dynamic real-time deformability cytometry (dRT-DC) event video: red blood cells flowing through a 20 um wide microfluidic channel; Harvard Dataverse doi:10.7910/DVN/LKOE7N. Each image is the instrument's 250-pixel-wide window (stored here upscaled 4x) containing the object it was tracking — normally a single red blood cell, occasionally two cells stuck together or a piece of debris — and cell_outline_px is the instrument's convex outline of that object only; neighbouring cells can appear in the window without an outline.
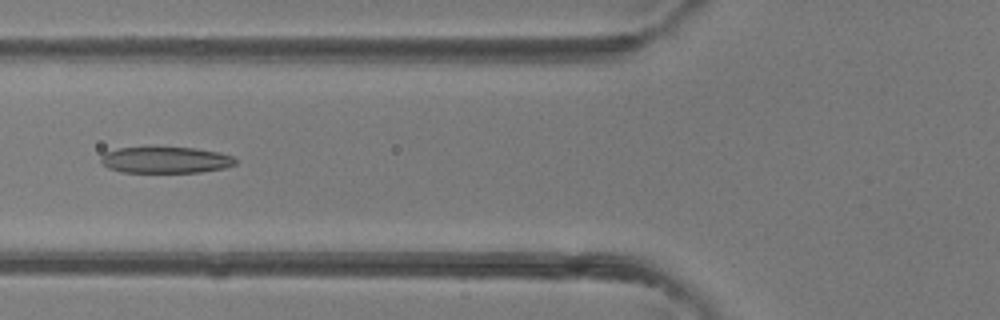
{"species": "common noctule bat (a hibernating species)", "species_latin": "Nyctalus noctula", "temperature_condition": "room temperature", "stored_images_in_passage": 4, "camera_frame_rate_fps": 3000, "um_per_image_px": 0.085, "animal": {"sex": "female"}, "frame": {"image": 1, "passage_image": 4, "time_ms": 4.0, "image_size_px": [1000, 320], "cell_outline_px": [[236, 164], [224, 168], [200, 172], [120, 172], [108, 168], [100, 160], [100, 156], [104, 152], [120, 148], [196, 148], [220, 152], [232, 156], [236, 160]], "centroid_in_image_um": [14.08, 13.6], "position_along_channel_um": 111.7, "area_um2": 20.52}}